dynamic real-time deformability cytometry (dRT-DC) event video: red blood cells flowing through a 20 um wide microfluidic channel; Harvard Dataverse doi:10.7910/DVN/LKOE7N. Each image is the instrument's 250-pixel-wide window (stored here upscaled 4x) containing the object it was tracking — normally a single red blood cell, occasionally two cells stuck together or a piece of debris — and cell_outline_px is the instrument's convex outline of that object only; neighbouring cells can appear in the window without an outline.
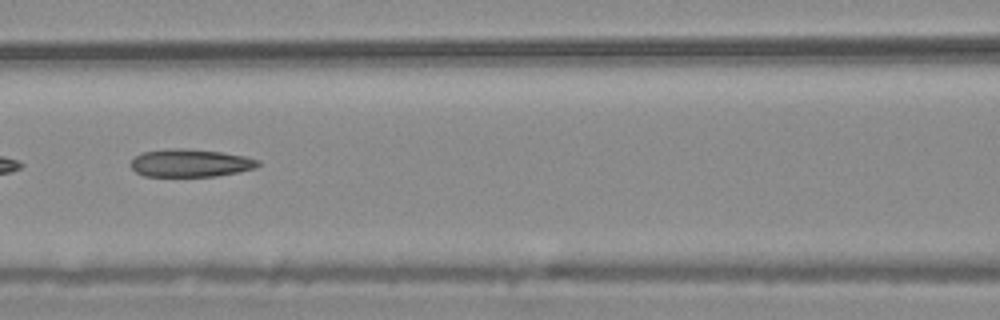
{"species": "common noctule bat (a hibernating species)", "species_latin": "Nyctalus noctula", "temperature_condition": "warm", "stored_images_in_passage": 6, "camera_frame_rate_fps": 3000, "um_per_image_px": 0.085, "animal": {"sex": "male", "body_mass_g": 20.4}, "frame": {"image": 1, "passage_image": 6, "time_ms": 1.667, "image_size_px": [1000, 320], "cell_outline_px": [[260, 164], [256, 168], [216, 176], [144, 176], [136, 172], [128, 164], [136, 156], [144, 152], [172, 148], [184, 148], [220, 152], [244, 156], [260, 160]], "centroid_in_image_um": [16.17, 13.86], "position_along_channel_um": 150.4, "area_um2": 20.52}}